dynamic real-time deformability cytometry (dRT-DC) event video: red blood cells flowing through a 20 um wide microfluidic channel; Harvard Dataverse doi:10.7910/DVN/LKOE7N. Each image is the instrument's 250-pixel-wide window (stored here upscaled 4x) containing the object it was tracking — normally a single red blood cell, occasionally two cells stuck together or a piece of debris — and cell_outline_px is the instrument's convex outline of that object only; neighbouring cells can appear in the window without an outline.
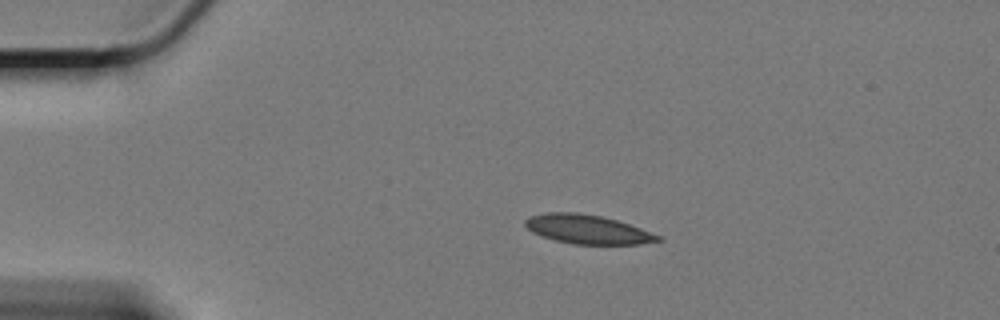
{"species": "Egyptian fruit bat (a non-hibernating species)", "species_latin": "Rousettus aegyptiacus", "temperature_condition": "cold", "stored_images_in_passage": 49, "camera_frame_rate_fps": 3000, "um_per_image_px": 0.085, "animal": {"sex": "female"}, "frame": {"image": 1, "passage_image": 1, "time_ms": 0.0, "image_size_px": [1000, 320], "cell_outline_px": [[664, 240], [640, 244], [576, 244], [556, 240], [532, 232], [524, 224], [524, 220], [528, 216], [544, 212], [576, 212], [600, 216], [616, 220], [664, 236]], "centroid_in_image_um": [49.96, 19.48], "position_along_channel_um": 35.0, "area_um2": 22.43}}
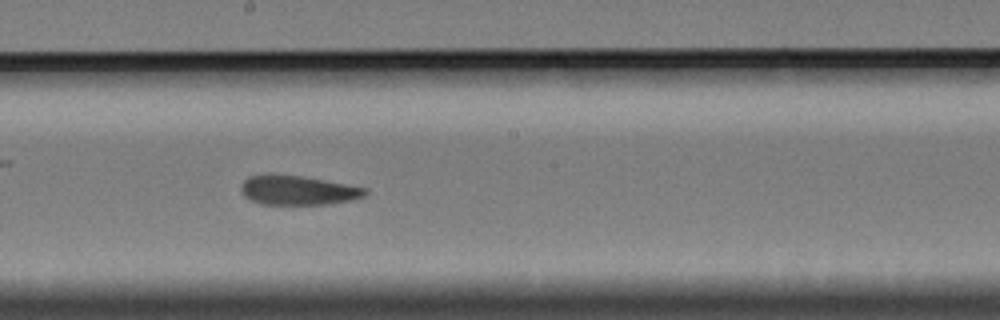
{"frame": {"image": 2, "passage_image": 22, "time_ms": 7.0, "image_size_px": [1000, 320], "cell_outline_px": [[368, 192], [364, 196], [352, 200], [328, 204], [260, 204], [248, 200], [240, 192], [240, 184], [248, 176], [300, 176], [324, 180], [368, 188]], "centroid_in_image_um": [25.32, 16.2], "position_along_channel_um": 222.9, "area_um2": 20.98}}
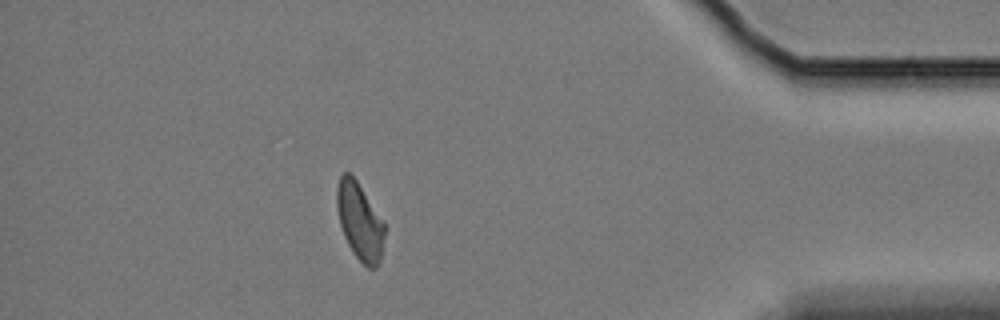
{"frame": {"image": 3, "passage_image": 42, "time_ms": 13.667, "image_size_px": [1000, 320], "cell_outline_px": [[384, 236], [380, 260], [376, 268], [368, 268], [352, 252], [344, 236], [340, 224], [336, 208], [336, 188], [340, 176], [344, 172], [348, 172], [356, 180], [384, 220]], "centroid_in_image_um": [30.57, 18.8], "position_along_channel_um": 404.6, "area_um2": 21.44}, "authors_computed_cell_mechanics": {"area_um2": 22.4264, "velocity_mm_per_s": 3.3168, "shape_relaxation_time_tau1_ms": 11.0635, "shape_relaxation_time_tau2_ms": 5.7719, "deformation_change_tau1": 0.163, "deformation_change_tau2": 0.1216}}